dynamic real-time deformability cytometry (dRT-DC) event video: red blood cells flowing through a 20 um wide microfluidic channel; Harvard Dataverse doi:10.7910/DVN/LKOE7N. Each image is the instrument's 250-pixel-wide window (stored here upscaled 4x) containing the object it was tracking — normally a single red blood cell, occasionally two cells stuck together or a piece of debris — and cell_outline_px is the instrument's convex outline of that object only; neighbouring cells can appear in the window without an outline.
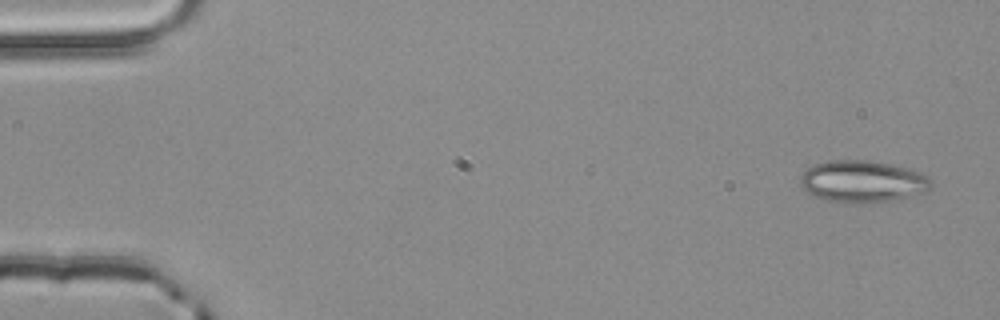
{"species": "common noctule bat (a hibernating species)", "species_latin": "Nyctalus noctula", "temperature_condition": "room temperature", "stored_images_in_passage": 3, "camera_frame_rate_fps": 3000, "um_per_image_px": 0.085, "animal": {"sex": "male", "body_mass_g": 20.4}, "frame": {"image": 1, "passage_image": 1, "time_ms": 0.0, "image_size_px": [1000, 320], "cell_outline_px": [[932, 188], [924, 192], [896, 200], [852, 204], [844, 204], [812, 196], [800, 184], [800, 176], [808, 168], [816, 164], [828, 160], [868, 160], [908, 168], [920, 172], [928, 176], [932, 180]], "centroid_in_image_um": [73.33, 15.44], "position_along_channel_um": 11.7, "area_um2": 32.19}}